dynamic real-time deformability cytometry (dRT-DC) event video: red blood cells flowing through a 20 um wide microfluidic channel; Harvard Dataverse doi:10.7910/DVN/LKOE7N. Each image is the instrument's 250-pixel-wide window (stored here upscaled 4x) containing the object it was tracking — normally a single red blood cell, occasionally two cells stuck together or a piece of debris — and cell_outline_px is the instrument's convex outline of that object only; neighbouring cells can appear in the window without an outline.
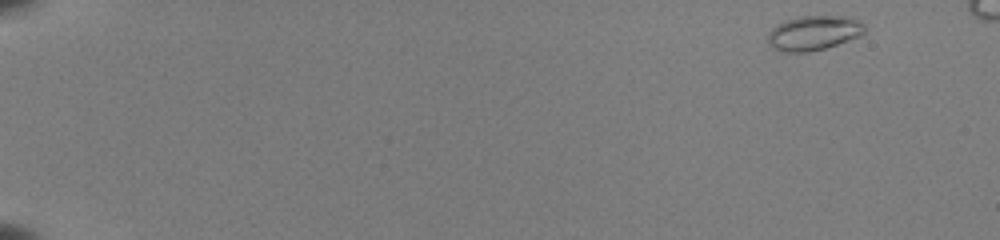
{"species": "common noctule bat (a hibernating species)", "species_latin": "Nyctalus noctula", "temperature_condition": "room temperature", "stored_images_in_passage": 50, "camera_frame_rate_fps": 3000, "um_per_image_px": 0.085, "animal": {"sex": "female", "body_mass_g": 22.0, "forearm_length_mm": 56.7}, "frame": {"image": 1, "passage_image": 1, "time_ms": 0.0, "image_size_px": [1000, 240], "cell_outline_px": [[864, 32], [860, 36], [824, 48], [808, 52], [784, 52], [772, 48], [768, 44], [768, 32], [776, 24], [800, 16], [852, 16], [864, 24]], "centroid_in_image_um": [69.15, 2.79], "position_along_channel_um": 15.9, "area_um2": 19.54}}
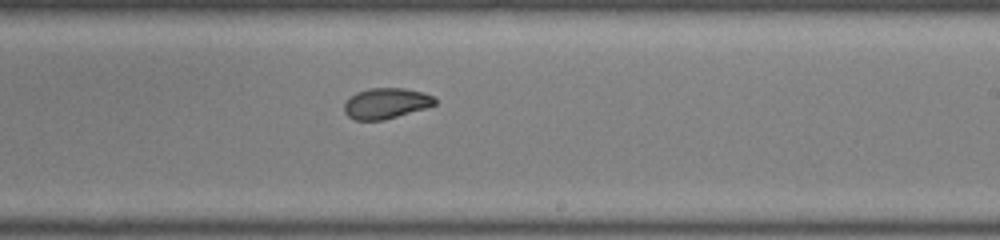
{"frame": {"image": 2, "passage_image": 32, "time_ms": 10.333, "image_size_px": [1000, 240], "cell_outline_px": [[436, 104], [424, 108], [384, 120], [356, 120], [348, 116], [344, 112], [344, 104], [348, 96], [356, 92], [368, 88], [404, 88], [424, 92], [432, 96], [436, 100]], "centroid_in_image_um": [32.77, 8.77], "position_along_channel_um": 256.2, "area_um2": 16.24}}
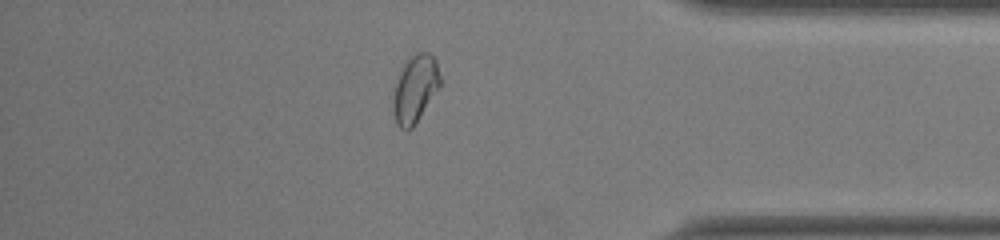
{"frame": {"image": 3, "passage_image": 44, "time_ms": 14.333, "image_size_px": [1000, 240], "cell_outline_px": [[440, 84], [412, 128], [400, 128], [396, 124], [392, 108], [392, 104], [396, 80], [404, 64], [416, 52], [428, 52], [436, 60], [440, 76]], "centroid_in_image_um": [35.26, 7.53], "position_along_channel_um": 399.9, "area_um2": 17.98}}